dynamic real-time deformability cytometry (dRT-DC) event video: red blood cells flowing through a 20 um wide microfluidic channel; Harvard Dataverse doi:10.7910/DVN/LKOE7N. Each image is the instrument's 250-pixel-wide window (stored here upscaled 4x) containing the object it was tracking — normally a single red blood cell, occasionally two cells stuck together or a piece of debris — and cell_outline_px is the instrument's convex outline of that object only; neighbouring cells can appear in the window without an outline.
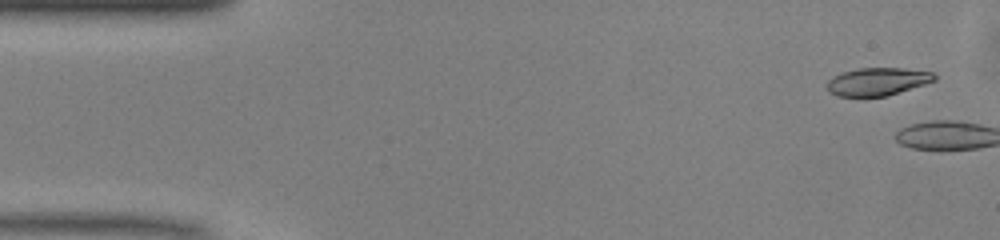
{"species": "common noctule bat (a hibernating species)", "species_latin": "Nyctalus noctula", "temperature_condition": "warm", "stored_images_in_passage": 4, "camera_frame_rate_fps": 3000, "um_per_image_px": 0.085, "animal": {"sex": "male", "body_mass_g": 13.0, "forearm_length_mm": 53.1}, "frame": {"image": 1, "passage_image": 2, "time_ms": 0.333, "image_size_px": [1000, 240], "cell_outline_px": [[936, 80], [888, 96], [836, 96], [828, 92], [828, 80], [832, 76], [840, 72], [856, 68], [904, 68], [932, 72], [936, 76]], "centroid_in_image_um": [74.56, 6.93], "position_along_channel_um": 10.4, "area_um2": 17.51}}